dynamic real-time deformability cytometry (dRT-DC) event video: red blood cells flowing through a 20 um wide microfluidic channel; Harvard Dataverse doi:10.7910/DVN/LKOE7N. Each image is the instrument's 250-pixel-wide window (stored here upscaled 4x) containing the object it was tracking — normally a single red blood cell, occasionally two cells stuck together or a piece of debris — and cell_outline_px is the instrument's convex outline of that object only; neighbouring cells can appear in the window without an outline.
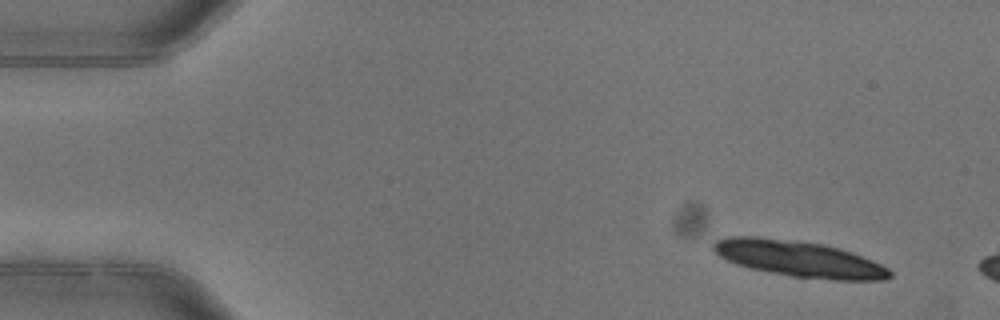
{"species": "common noctule bat (a hibernating species)", "species_latin": "Nyctalus noctula", "temperature_condition": "warm", "stored_images_in_passage": 3, "camera_frame_rate_fps": 3000, "um_per_image_px": 0.085, "animal": {"sex": "female"}, "frame": {"image": 1, "passage_image": 1, "time_ms": 0.0, "image_size_px": [1000, 320], "cell_outline_px": [[892, 276], [884, 280], [832, 280], [792, 276], [768, 272], [736, 264], [720, 256], [712, 248], [712, 244], [716, 240], [728, 236], [756, 236], [824, 244], [852, 252], [872, 260], [888, 268], [892, 272]], "centroid_in_image_um": [67.92, 22.0], "position_along_channel_um": 17.1, "area_um2": 36.93}}